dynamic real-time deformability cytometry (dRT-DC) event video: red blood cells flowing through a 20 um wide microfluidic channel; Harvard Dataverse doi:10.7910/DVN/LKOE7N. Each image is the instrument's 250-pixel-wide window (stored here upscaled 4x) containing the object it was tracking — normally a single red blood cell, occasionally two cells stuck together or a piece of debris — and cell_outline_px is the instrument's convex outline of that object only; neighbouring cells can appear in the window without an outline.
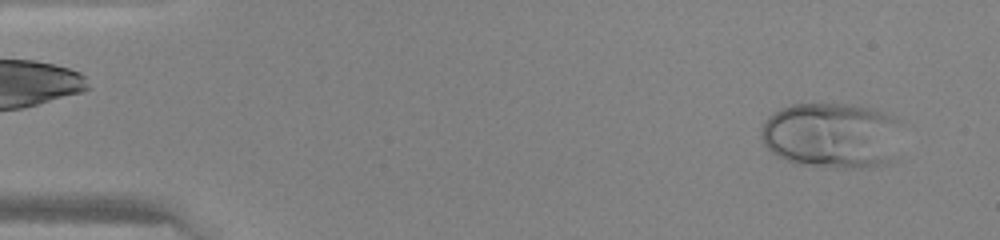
{"species": "human", "species_latin": "Homo sapiens", "temperature_condition": "warm", "stored_images_in_passage": 46, "camera_frame_rate_fps": 3000, "um_per_image_px": 0.085, "donor": {"sex": "female"}, "frame": {"image": 1, "passage_image": 3, "time_ms": 0.667, "image_size_px": [1000, 240], "cell_outline_px": [[900, 116], [888, 164], [868, 168], [824, 168], [796, 164], [772, 152], [760, 140], [760, 128], [764, 120], [772, 112], [792, 104], [852, 104], [872, 108]], "centroid_in_image_um": [70.63, 11.5], "position_along_channel_um": 14.4, "area_um2": 54.22}}
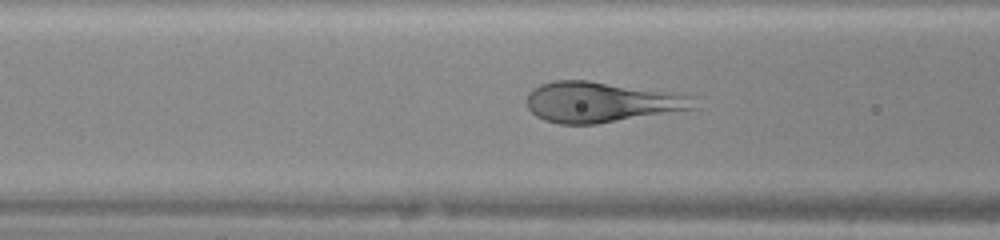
{"frame": {"image": 2, "passage_image": 18, "time_ms": 5.667, "image_size_px": [1000, 240], "cell_outline_px": [[700, 108], [596, 124], [560, 124], [544, 120], [536, 116], [528, 108], [524, 100], [528, 92], [540, 84], [552, 80], [588, 80], [684, 92], [696, 96]], "centroid_in_image_um": [51.22, 8.65], "position_along_channel_um": 115.4, "area_um2": 40.75}}
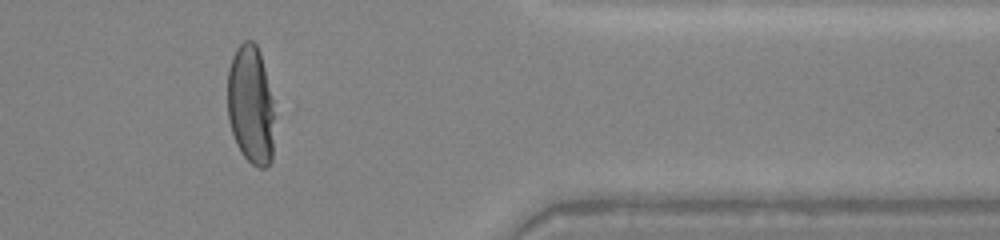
{"frame": {"image": 3, "passage_image": 38, "time_ms": 12.333, "image_size_px": [1000, 240], "cell_outline_px": [[272, 160], [264, 168], [256, 168], [244, 156], [236, 144], [228, 120], [228, 68], [232, 56], [236, 48], [244, 40], [252, 40], [256, 44], [260, 52], [272, 100]], "centroid_in_image_um": [21.28, 8.9], "position_along_channel_um": 390.1, "area_um2": 32.19}}